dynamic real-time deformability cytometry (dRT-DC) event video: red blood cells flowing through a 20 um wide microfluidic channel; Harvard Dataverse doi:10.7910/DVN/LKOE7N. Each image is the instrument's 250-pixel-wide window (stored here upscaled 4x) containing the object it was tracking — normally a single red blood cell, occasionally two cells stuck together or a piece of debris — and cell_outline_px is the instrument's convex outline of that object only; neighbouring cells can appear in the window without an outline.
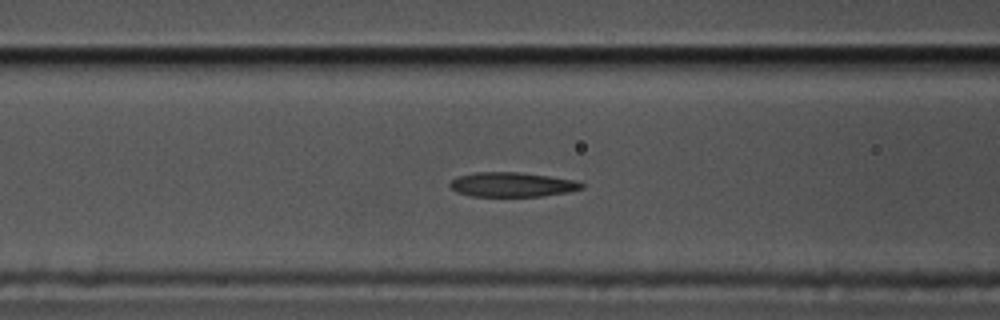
{"species": "common noctule bat (a hibernating species)", "species_latin": "Nyctalus noctula", "temperature_condition": "cold", "stored_images_in_passage": 40, "segment_of_instrument_passage": [1, 2], "camera_frame_rate_fps": 3000, "um_per_image_px": 0.085, "animal": {"sex": "male", "body_mass_g": 17.5, "forearm_length_mm": 52.3}, "frame": {"image": 1, "passage_image": 5, "time_ms": 1.333, "image_size_px": [1000, 320], "cell_outline_px": [[584, 188], [568, 192], [540, 196], [472, 196], [456, 192], [448, 184], [456, 176], [476, 172], [520, 172], [576, 180], [584, 184]], "centroid_in_image_um": [43.52, 15.68], "position_along_channel_um": 123.1, "area_um2": 18.84}}
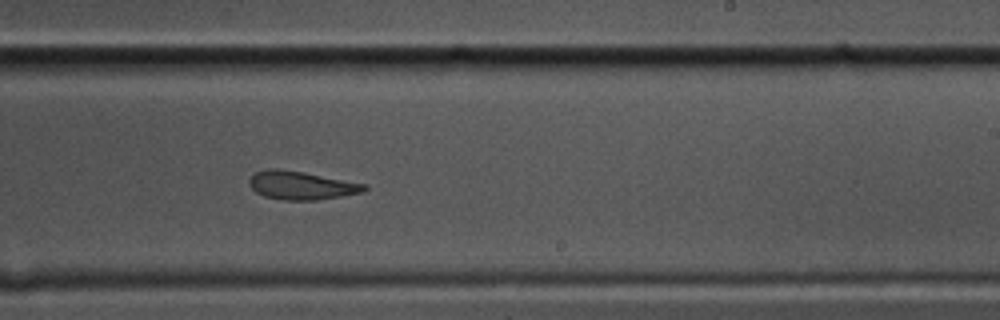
{"frame": {"image": 2, "passage_image": 17, "time_ms": 5.333, "image_size_px": [1000, 320], "cell_outline_px": [[368, 188], [360, 192], [340, 196], [316, 200], [284, 200], [264, 196], [256, 192], [248, 184], [248, 180], [256, 172], [268, 168], [276, 168], [304, 172], [368, 184]], "centroid_in_image_um": [25.59, 15.75], "position_along_channel_um": 263.4, "area_um2": 18.96}}
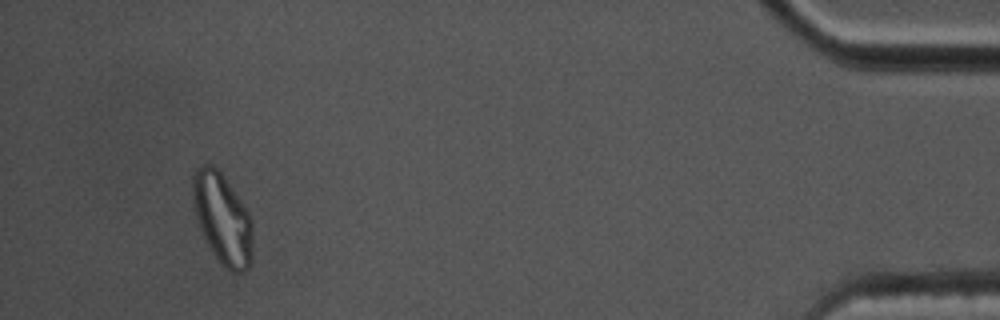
{"frame": {"image": 3, "passage_image": 36, "time_ms": 11.667, "image_size_px": [1000, 320], "cell_outline_px": [[252, 260], [248, 268], [244, 272], [232, 272], [216, 256], [208, 244], [200, 228], [196, 212], [192, 192], [192, 176], [196, 168], [200, 164], [212, 164], [220, 172], [244, 204], [252, 220]], "centroid_in_image_um": [18.93, 18.55], "position_along_channel_um": 416.3, "area_um2": 31.27}}